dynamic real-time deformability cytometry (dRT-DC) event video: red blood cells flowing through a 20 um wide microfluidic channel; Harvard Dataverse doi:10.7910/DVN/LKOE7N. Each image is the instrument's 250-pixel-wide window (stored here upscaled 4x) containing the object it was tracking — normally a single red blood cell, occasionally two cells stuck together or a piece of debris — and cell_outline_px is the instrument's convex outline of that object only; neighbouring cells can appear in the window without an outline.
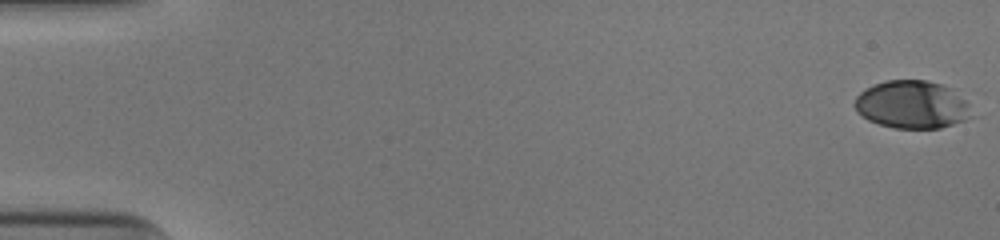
{"species": "human", "species_latin": "Homo sapiens", "temperature_condition": "cold", "stored_images_in_passage": 53, "camera_frame_rate_fps": 3000, "um_per_image_px": 0.085, "donor": {"sex": "male"}, "frame": {"image": 1, "passage_image": 1, "time_ms": 0.0, "image_size_px": [1000, 240], "cell_outline_px": [[976, 116], [940, 128], [896, 128], [880, 124], [868, 120], [856, 112], [852, 104], [856, 96], [864, 88], [872, 84], [884, 80], [928, 80], [952, 88], [968, 104]], "centroid_in_image_um": [77.5, 8.88], "position_along_channel_um": 7.5, "area_um2": 33.0}}
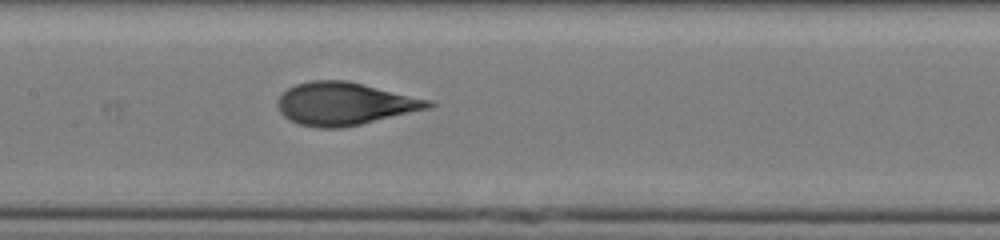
{"frame": {"image": 2, "passage_image": 27, "time_ms": 8.667, "image_size_px": [1000, 240], "cell_outline_px": [[436, 104], [432, 108], [344, 128], [320, 128], [300, 124], [284, 116], [280, 112], [276, 104], [276, 100], [288, 88], [296, 84], [312, 80], [348, 80], [432, 100]], "centroid_in_image_um": [29.33, 8.81], "position_along_channel_um": 178.1, "area_um2": 37.8}}
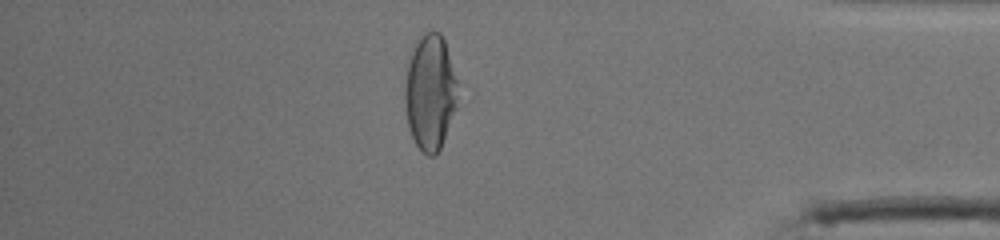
{"frame": {"image": 3, "passage_image": 46, "time_ms": 15.0, "image_size_px": [1000, 240], "cell_outline_px": [[456, 108], [440, 148], [436, 156], [428, 156], [416, 144], [408, 128], [404, 96], [404, 92], [408, 64], [412, 52], [420, 36], [424, 32], [440, 32], [444, 40], [456, 80]], "centroid_in_image_um": [36.54, 7.88], "position_along_channel_um": 398.7, "area_um2": 34.91}, "authors_computed_cell_mechanics": {"area_um2": 36.6452, "velocity_mm_per_s": 3.9469, "shape_relaxation_time_tau1_ms": 4.8939, "shape_relaxation_time_tau2_ms": null, "deformation_change_tau1": 0.2229, "deformation_change_tau2": null}}